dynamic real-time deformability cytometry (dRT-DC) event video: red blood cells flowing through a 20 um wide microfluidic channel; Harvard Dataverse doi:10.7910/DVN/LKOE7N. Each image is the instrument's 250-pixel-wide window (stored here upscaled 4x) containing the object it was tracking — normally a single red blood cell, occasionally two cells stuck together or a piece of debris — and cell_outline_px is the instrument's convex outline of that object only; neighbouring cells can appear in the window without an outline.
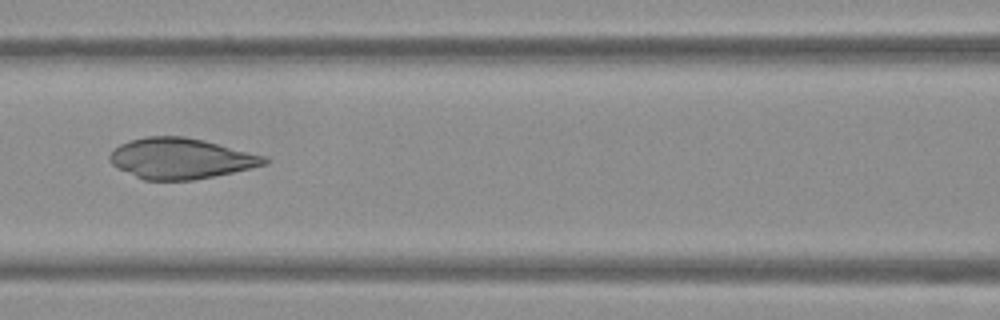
{"species": "Egyptian fruit bat (a non-hibernating species)", "species_latin": "Rousettus aegyptiacus", "temperature_condition": "warm", "stored_images_in_passage": 53, "camera_frame_rate_fps": 3000, "um_per_image_px": 0.085, "frame": {"image": 1, "passage_image": 24, "time_ms": 7.667, "image_size_px": [1000, 320], "cell_outline_px": [[272, 160], [264, 164], [232, 172], [192, 180], [144, 180], [116, 168], [108, 160], [108, 156], [120, 144], [128, 140], [148, 136], [184, 136], [204, 140], [264, 156]], "centroid_in_image_um": [15.3, 13.46], "position_along_channel_um": 151.3, "area_um2": 36.41}}
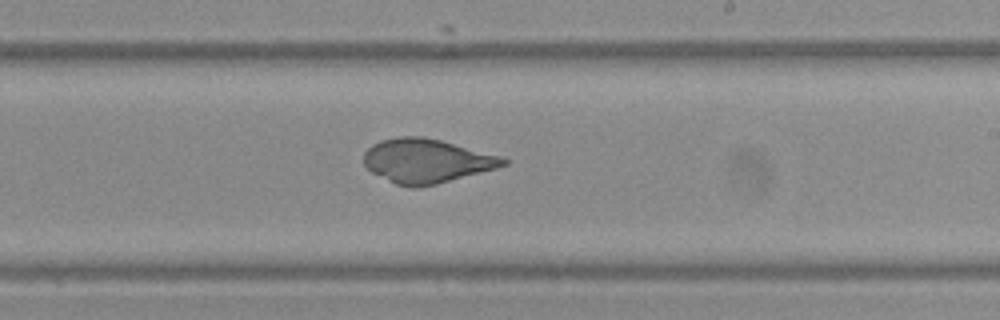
{"frame": {"image": 2, "passage_image": 32, "time_ms": 10.333, "image_size_px": [1000, 320], "cell_outline_px": [[508, 164], [496, 168], [436, 184], [420, 188], [408, 188], [396, 184], [372, 172], [364, 164], [364, 152], [372, 144], [380, 140], [400, 136], [424, 136], [504, 156], [508, 160]], "centroid_in_image_um": [36.26, 13.67], "position_along_channel_um": 252.7, "area_um2": 35.95}}
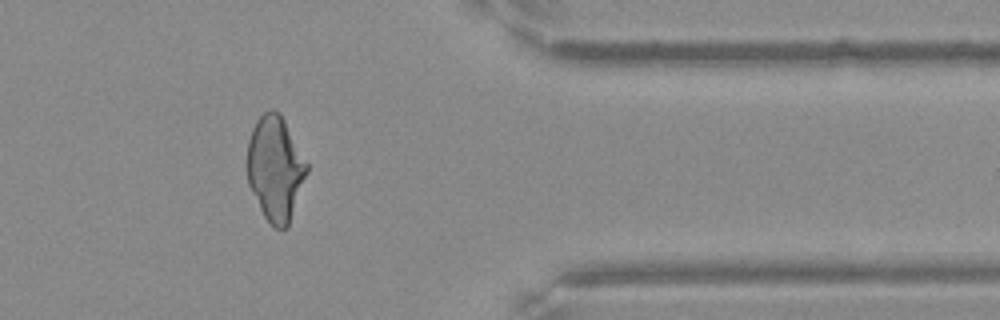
{"frame": {"image": 3, "passage_image": 44, "time_ms": 14.333, "image_size_px": [1000, 320], "cell_outline_px": [[308, 172], [288, 228], [280, 232], [264, 216], [248, 184], [248, 140], [252, 128], [256, 120], [264, 112], [272, 108], [280, 112], [308, 164]], "centroid_in_image_um": [23.42, 14.32], "position_along_channel_um": 388.0, "area_um2": 36.41}}